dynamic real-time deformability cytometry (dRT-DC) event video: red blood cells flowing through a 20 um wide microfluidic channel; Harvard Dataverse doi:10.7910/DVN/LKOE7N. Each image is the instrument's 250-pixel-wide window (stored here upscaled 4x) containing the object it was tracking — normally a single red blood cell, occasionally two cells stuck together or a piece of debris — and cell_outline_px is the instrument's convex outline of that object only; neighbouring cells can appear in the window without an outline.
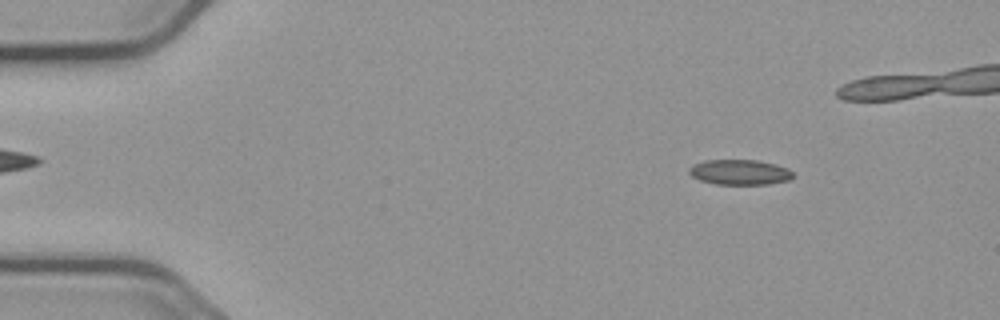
{"species": "common noctule bat (a hibernating species)", "species_latin": "Nyctalus noctula", "temperature_condition": "cold", "stored_images_in_passage": 45, "camera_frame_rate_fps": 3000, "um_per_image_px": 0.085, "animal": {"sex": "male", "body_mass_g": 23.1, "forearm_length_mm": 52.7}, "frame": {"image": 1, "passage_image": 7, "time_ms": 2.0, "image_size_px": [1000, 320], "cell_outline_px": [[796, 176], [788, 180], [768, 184], [716, 184], [700, 180], [692, 176], [688, 172], [688, 168], [692, 164], [704, 160], [756, 160], [776, 164], [788, 168]], "centroid_in_image_um": [62.87, 14.63], "position_along_channel_um": 22.1, "area_um2": 15.37}}
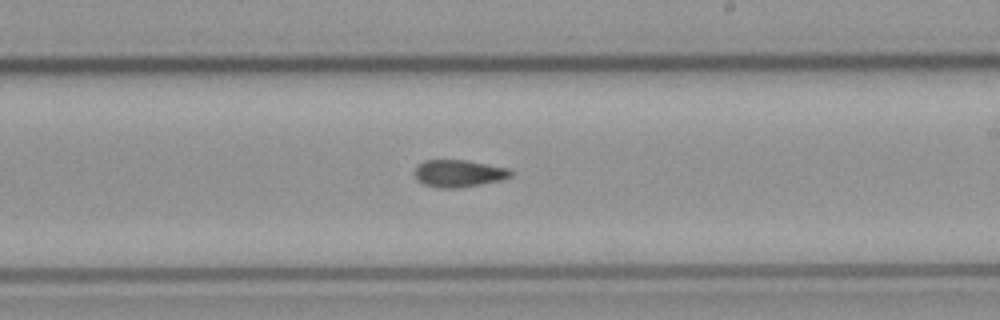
{"frame": {"image": 2, "passage_image": 32, "time_ms": 10.333, "image_size_px": [1000, 320], "cell_outline_px": [[512, 176], [500, 180], [480, 184], [456, 188], [440, 188], [424, 184], [416, 180], [416, 168], [424, 160], [468, 160], [512, 168]], "centroid_in_image_um": [39.04, 14.73], "position_along_channel_um": 250.0, "area_um2": 15.26}}
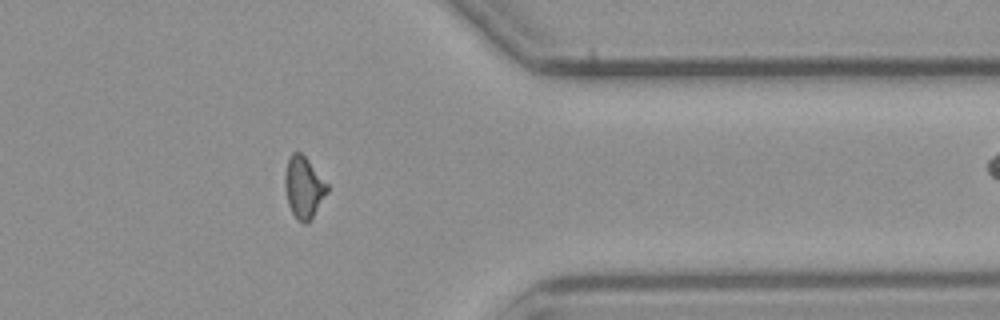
{"frame": {"image": 3, "passage_image": 44, "time_ms": 14.333, "image_size_px": [1000, 320], "cell_outline_px": [[328, 192], [308, 224], [304, 224], [292, 212], [288, 204], [284, 188], [284, 176], [288, 160], [292, 152], [300, 152], [308, 160], [328, 184]], "centroid_in_image_um": [25.81, 15.93], "position_along_channel_um": 385.6, "area_um2": 15.09}}